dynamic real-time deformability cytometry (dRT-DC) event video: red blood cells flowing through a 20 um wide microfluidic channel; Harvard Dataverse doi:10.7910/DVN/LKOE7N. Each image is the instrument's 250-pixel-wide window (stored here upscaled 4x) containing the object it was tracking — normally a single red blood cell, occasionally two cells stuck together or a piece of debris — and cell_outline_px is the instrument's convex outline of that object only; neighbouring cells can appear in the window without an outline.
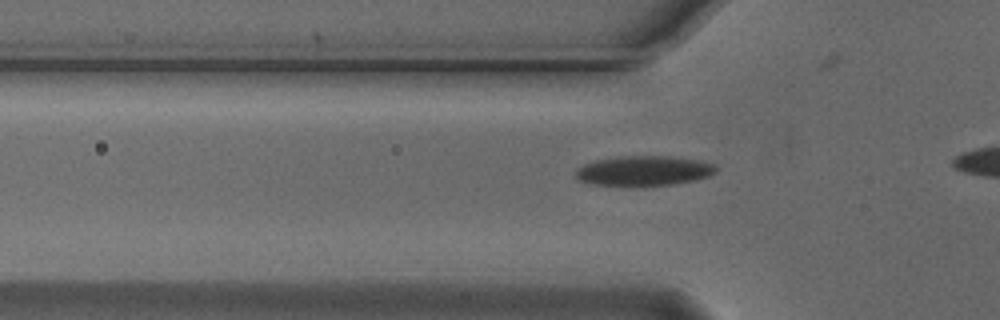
{"species": "Egyptian fruit bat (a non-hibernating species)", "species_latin": "Rousettus aegyptiacus", "temperature_condition": "cold", "stored_images_in_passage": 20, "camera_frame_rate_fps": 3000, "um_per_image_px": 0.085, "animal": {"sex": "male"}, "frame": {"image": 1, "passage_image": 7, "time_ms": 2.0, "image_size_px": [1000, 320], "cell_outline_px": [[716, 172], [708, 176], [696, 180], [672, 184], [644, 188], [636, 188], [592, 184], [576, 180], [576, 168], [584, 164], [596, 160], [616, 156], [672, 156], [700, 160], [716, 164]], "centroid_in_image_um": [54.7, 14.55], "position_along_channel_um": 71.1, "area_um2": 25.43}}
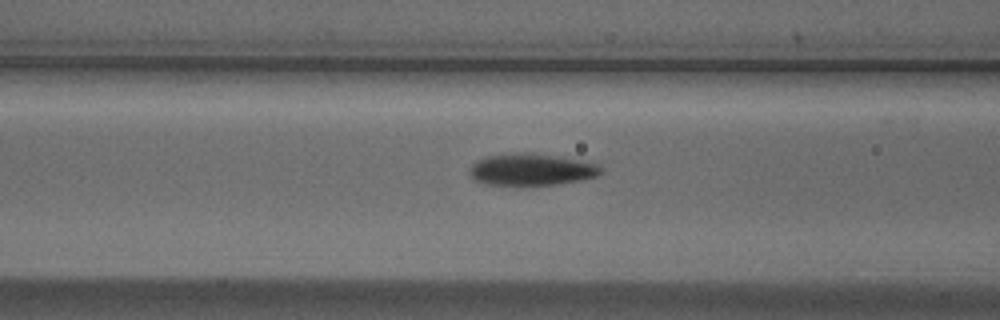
{"frame": {"image": 2, "passage_image": 11, "time_ms": 3.333, "image_size_px": [1000, 320], "cell_outline_px": [[600, 172], [596, 176], [580, 180], [560, 184], [484, 184], [472, 180], [468, 172], [472, 164], [476, 160], [488, 156], [520, 152], [528, 152], [588, 160], [596, 164], [600, 168]], "centroid_in_image_um": [45.14, 14.39], "position_along_channel_um": 121.5, "area_um2": 24.39}}
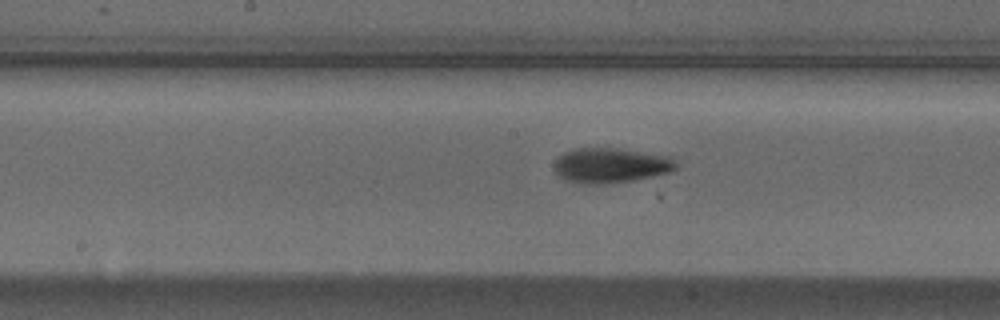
{"frame": {"image": 3, "passage_image": 17, "time_ms": 5.333, "image_size_px": [1000, 320], "cell_outline_px": [[676, 168], [668, 172], [652, 176], [632, 180], [600, 184], [584, 184], [564, 180], [556, 176], [556, 160], [564, 152], [576, 148], [616, 148], [668, 156], [676, 164]], "centroid_in_image_um": [51.85, 14.06], "position_along_channel_um": 196.4, "area_um2": 24.45}}